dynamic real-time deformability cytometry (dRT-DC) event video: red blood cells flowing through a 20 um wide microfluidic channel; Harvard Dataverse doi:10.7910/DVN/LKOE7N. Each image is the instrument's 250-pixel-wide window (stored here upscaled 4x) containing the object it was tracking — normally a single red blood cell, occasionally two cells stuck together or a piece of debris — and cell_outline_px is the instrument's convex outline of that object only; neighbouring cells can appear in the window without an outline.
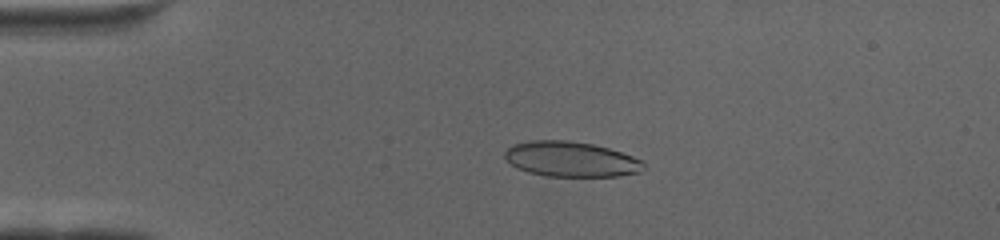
{"species": "human", "species_latin": "Homo sapiens", "temperature_condition": "cold", "stored_images_in_passage": 67, "camera_frame_rate_fps": 3000, "um_per_image_px": 0.085, "donor": {"sex": "female"}, "frame": {"image": 1, "passage_image": 15, "time_ms": 4.667, "image_size_px": [1000, 240], "cell_outline_px": [[644, 168], [640, 172], [620, 176], [544, 176], [528, 172], [516, 168], [504, 156], [504, 152], [508, 148], [516, 144], [532, 140], [564, 140], [592, 144], [608, 148], [644, 160]], "centroid_in_image_um": [48.55, 13.54], "position_along_channel_um": 36.5, "area_um2": 28.38}}
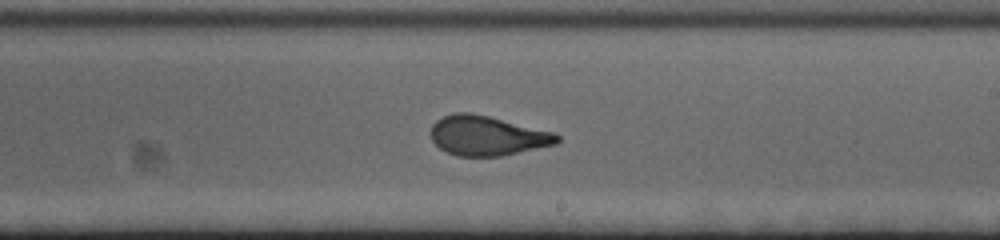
{"frame": {"image": 2, "passage_image": 40, "time_ms": 13.0, "image_size_px": [1000, 240], "cell_outline_px": [[560, 140], [556, 144], [500, 156], [456, 156], [440, 148], [432, 140], [432, 124], [436, 120], [444, 116], [456, 112], [468, 112], [488, 116], [556, 132], [560, 136]], "centroid_in_image_um": [41.44, 11.53], "position_along_channel_um": 247.6, "area_um2": 29.07}}
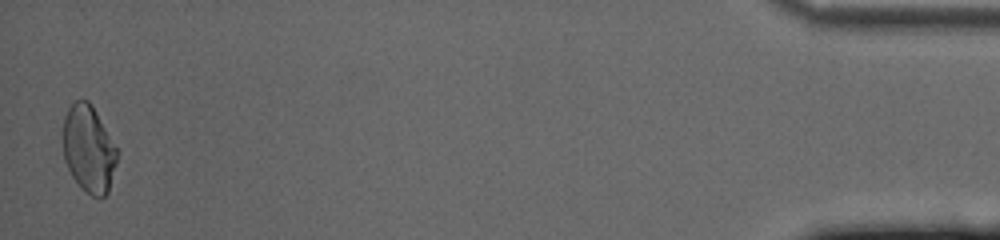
{"frame": {"image": 3, "passage_image": 66, "time_ms": 21.667, "image_size_px": [1000, 240], "cell_outline_px": [[120, 152], [108, 192], [100, 200], [92, 196], [72, 176], [64, 160], [64, 116], [68, 108], [76, 100], [88, 100], [92, 104]], "centroid_in_image_um": [7.58, 12.65], "position_along_channel_um": 427.6, "area_um2": 27.51}}